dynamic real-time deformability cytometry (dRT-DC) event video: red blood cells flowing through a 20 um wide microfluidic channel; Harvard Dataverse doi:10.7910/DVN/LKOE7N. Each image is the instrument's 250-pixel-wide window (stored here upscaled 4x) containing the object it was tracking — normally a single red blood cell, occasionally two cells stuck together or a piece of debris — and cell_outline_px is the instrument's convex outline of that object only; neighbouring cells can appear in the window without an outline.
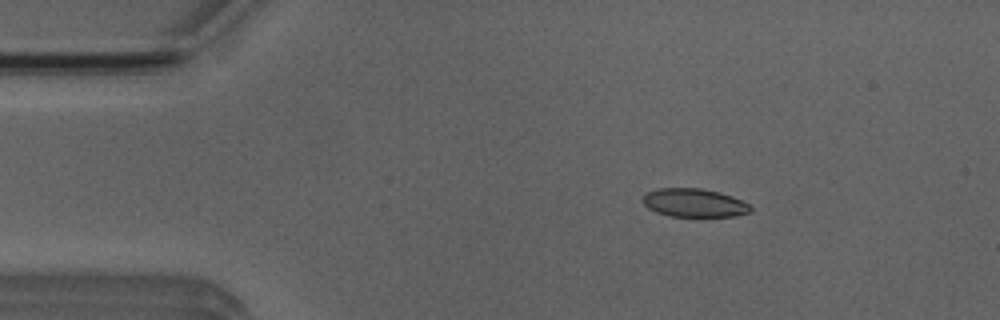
{"species": "Egyptian fruit bat (a non-hibernating species)", "species_latin": "Rousettus aegyptiacus", "temperature_condition": "room temperature", "stored_images_in_passage": 8, "camera_frame_rate_fps": 3000, "um_per_image_px": 0.085, "animal": {"sex": "male"}, "frame": {"image": 1, "passage_image": 2, "time_ms": 1.333, "image_size_px": [1000, 320], "cell_outline_px": [[752, 208], [748, 212], [732, 216], [668, 216], [656, 212], [648, 208], [640, 200], [648, 192], [656, 188], [700, 188], [720, 192], [732, 196], [748, 204]], "centroid_in_image_um": [58.95, 17.23], "position_along_channel_um": 26.1, "area_um2": 17.74}}
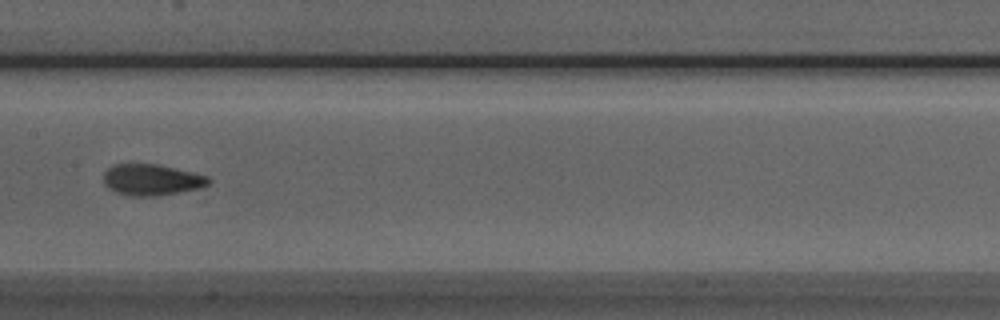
{"frame": {"image": 2, "passage_image": 7, "time_ms": 7.0, "image_size_px": [1000, 320], "cell_outline_px": [[212, 180], [208, 184], [196, 188], [180, 192], [160, 196], [124, 196], [108, 188], [104, 184], [104, 172], [112, 164], [156, 164], [192, 172], [208, 176]], "centroid_in_image_um": [12.85, 15.29], "position_along_channel_um": 194.6, "area_um2": 19.13}}
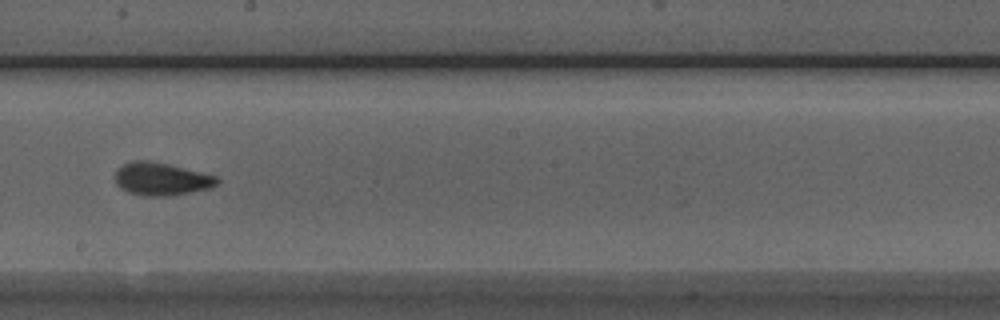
{"frame": {"image": 3, "passage_image": 8, "time_ms": 8.0, "image_size_px": [1000, 320], "cell_outline_px": [[220, 180], [216, 184], [208, 188], [168, 196], [144, 196], [128, 192], [120, 188], [116, 184], [116, 168], [132, 160], [148, 160], [168, 164], [216, 176]], "centroid_in_image_um": [13.66, 15.21], "position_along_channel_um": 234.5, "area_um2": 19.31}}